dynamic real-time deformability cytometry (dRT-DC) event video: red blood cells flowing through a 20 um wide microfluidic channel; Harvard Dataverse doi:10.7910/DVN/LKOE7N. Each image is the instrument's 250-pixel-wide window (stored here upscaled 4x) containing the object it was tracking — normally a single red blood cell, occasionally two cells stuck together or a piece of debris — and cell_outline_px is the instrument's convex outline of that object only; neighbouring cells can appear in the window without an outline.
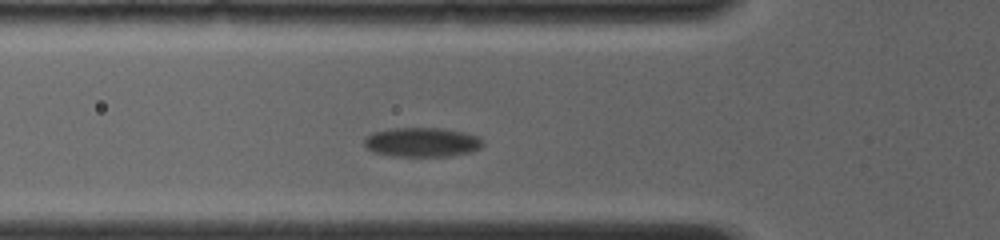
{"species": "common noctule bat (a hibernating species)", "species_latin": "Nyctalus noctula", "temperature_condition": "room temperature", "stored_images_in_passage": 36, "camera_frame_rate_fps": 4000, "um_per_image_px": 0.085, "animal": {"sex": "female", "body_mass_g": 19.0, "forearm_length_mm": 56.7}, "frame": {"image": 1, "passage_image": 9, "time_ms": 2.75, "image_size_px": [1000, 240], "cell_outline_px": [[484, 144], [480, 148], [472, 152], [448, 156], [392, 156], [372, 152], [364, 144], [364, 140], [368, 136], [376, 132], [392, 128], [440, 128], [464, 132], [480, 136], [484, 140]], "centroid_in_image_um": [35.93, 12.09], "position_along_channel_um": 89.9, "area_um2": 20.35}}
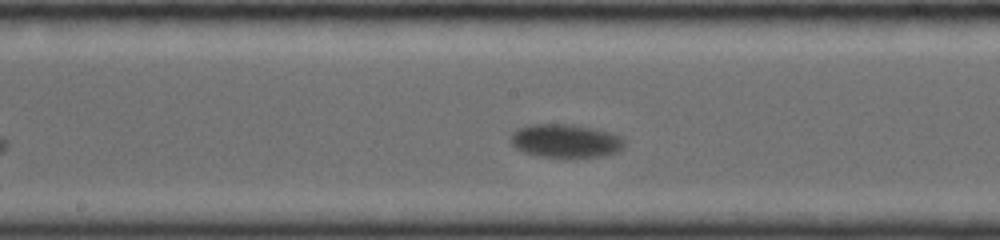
{"frame": {"image": 2, "passage_image": 19, "time_ms": 5.75, "image_size_px": [1000, 240], "cell_outline_px": [[624, 148], [616, 152], [604, 156], [576, 160], [564, 160], [540, 156], [524, 152], [516, 148], [508, 140], [512, 132], [516, 128], [528, 124], [572, 124], [592, 128], [608, 132], [620, 136], [624, 140]], "centroid_in_image_um": [48.05, 12.02], "position_along_channel_um": 200.2, "area_um2": 23.18}}
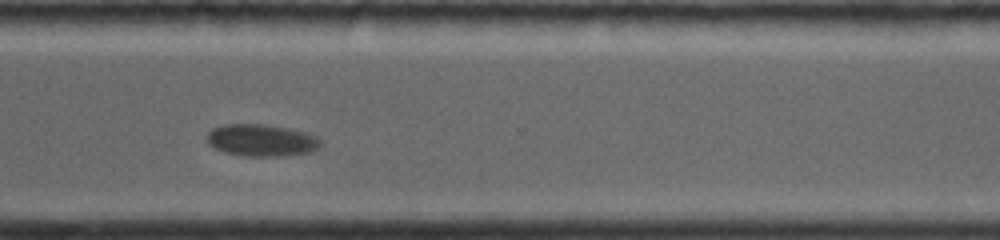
{"frame": {"image": 3, "passage_image": 32, "time_ms": 9.75, "image_size_px": [1000, 240], "cell_outline_px": [[320, 144], [312, 152], [276, 156], [244, 156], [224, 152], [208, 144], [208, 132], [212, 128], [224, 124], [264, 124], [288, 128], [308, 132], [316, 136], [320, 140]], "centroid_in_image_um": [22.22, 11.91], "position_along_channel_um": 348.4, "area_um2": 21.15}}